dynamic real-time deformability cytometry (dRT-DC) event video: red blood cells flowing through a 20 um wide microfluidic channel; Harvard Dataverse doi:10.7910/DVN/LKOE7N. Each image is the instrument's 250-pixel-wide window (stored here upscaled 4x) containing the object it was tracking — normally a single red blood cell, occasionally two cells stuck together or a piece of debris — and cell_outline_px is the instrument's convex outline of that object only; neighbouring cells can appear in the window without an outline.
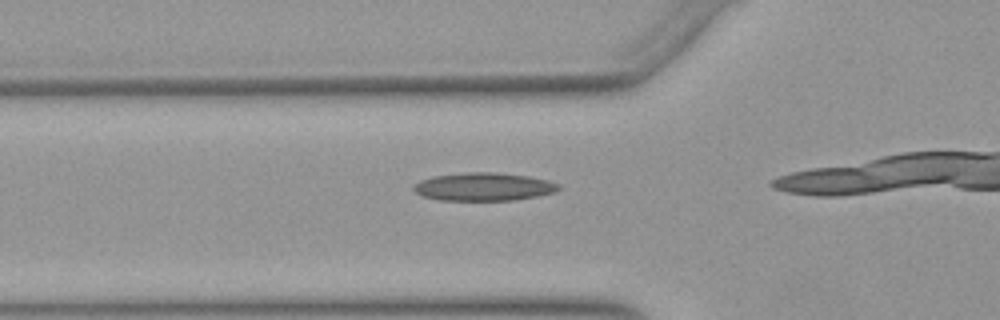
{"species": "Egyptian fruit bat (a non-hibernating species)", "species_latin": "Rousettus aegyptiacus", "temperature_condition": "warm", "stored_images_in_passage": 14, "camera_frame_rate_fps": 3000, "um_per_image_px": 0.085, "animal": {"sex": "female"}, "frame": {"image": 1, "passage_image": 10, "time_ms": 3.0, "image_size_px": [1000, 320], "cell_outline_px": [[560, 188], [556, 192], [516, 200], [440, 200], [420, 196], [412, 188], [420, 180], [432, 176], [464, 172], [492, 172], [528, 176], [548, 180], [560, 184]], "centroid_in_image_um": [41.11, 15.87], "position_along_channel_um": 84.7, "area_um2": 23.81}}